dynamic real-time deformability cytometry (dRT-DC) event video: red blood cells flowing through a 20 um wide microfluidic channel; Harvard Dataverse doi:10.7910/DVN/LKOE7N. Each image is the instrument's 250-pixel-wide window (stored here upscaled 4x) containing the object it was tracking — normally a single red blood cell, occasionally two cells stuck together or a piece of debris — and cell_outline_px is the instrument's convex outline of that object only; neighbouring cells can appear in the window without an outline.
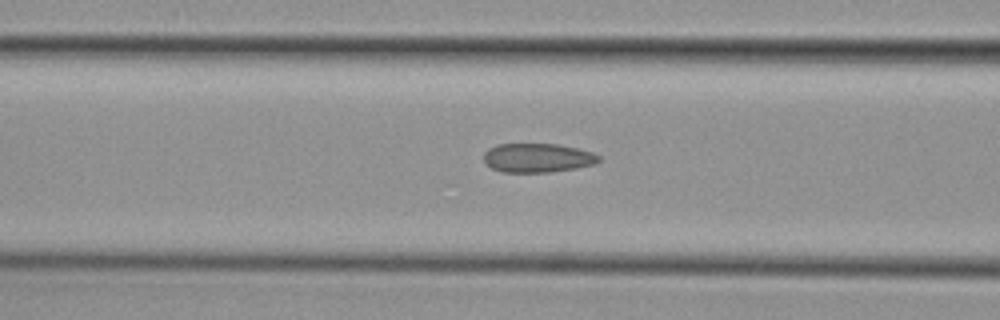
{"species": "common noctule bat (a hibernating species)", "species_latin": "Nyctalus noctula", "temperature_condition": "cold", "stored_images_in_passage": 28, "camera_frame_rate_fps": 3000, "um_per_image_px": 0.085, "animal": {"sex": "female", "body_mass_g": 29.2, "forearm_length_mm": 56.3}, "frame": {"image": 1, "passage_image": 7, "time_ms": 2.0, "image_size_px": [1000, 320], "cell_outline_px": [[600, 160], [596, 164], [576, 168], [552, 172], [500, 172], [492, 168], [484, 160], [484, 152], [488, 148], [496, 144], [556, 144], [576, 148], [592, 152], [600, 156]], "centroid_in_image_um": [45.69, 13.42], "position_along_channel_um": 120.9, "area_um2": 19.54}}
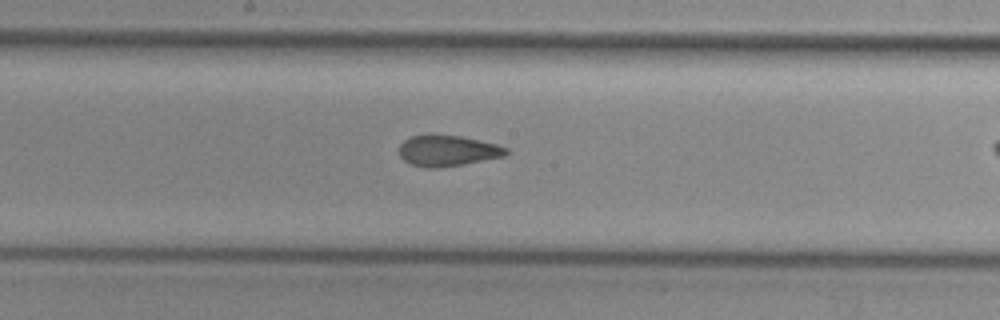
{"frame": {"image": 2, "passage_image": 14, "time_ms": 4.333, "image_size_px": [1000, 320], "cell_outline_px": [[508, 152], [504, 156], [464, 164], [440, 168], [424, 168], [412, 164], [404, 160], [400, 156], [400, 144], [404, 140], [412, 136], [428, 132], [432, 132], [460, 136], [496, 144], [508, 148]], "centroid_in_image_um": [38.01, 12.78], "position_along_channel_um": 210.2, "area_um2": 19.65}}
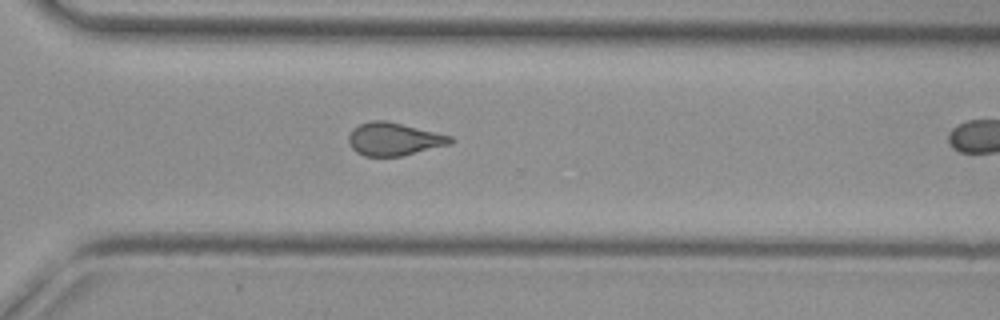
{"frame": {"image": 3, "passage_image": 24, "time_ms": 7.667, "image_size_px": [1000, 320], "cell_outline_px": [[456, 140], [452, 144], [400, 156], [364, 156], [356, 152], [352, 148], [348, 140], [348, 136], [352, 128], [360, 124], [372, 120], [384, 120], [436, 132], [452, 136]], "centroid_in_image_um": [33.49, 11.82], "position_along_channel_um": 337.1, "area_um2": 19.54}}